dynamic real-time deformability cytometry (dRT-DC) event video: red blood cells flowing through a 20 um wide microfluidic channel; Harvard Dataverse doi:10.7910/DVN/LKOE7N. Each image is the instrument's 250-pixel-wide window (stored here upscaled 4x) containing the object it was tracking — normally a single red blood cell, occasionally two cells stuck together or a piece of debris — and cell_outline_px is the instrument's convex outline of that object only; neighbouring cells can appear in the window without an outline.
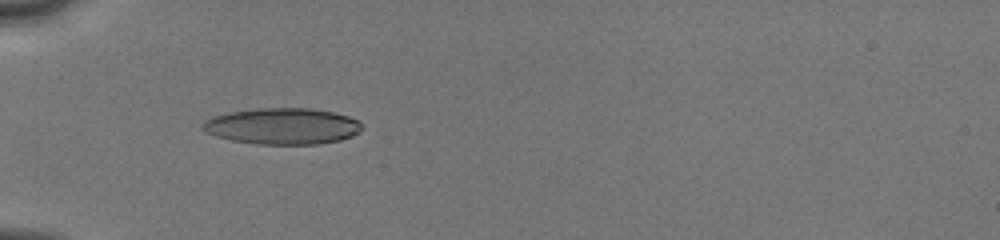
{"species": "human", "species_latin": "Homo sapiens", "temperature_condition": "cold", "stored_images_in_passage": 43, "camera_frame_rate_fps": 3000, "um_per_image_px": 0.085, "donor": {"sex": "male"}, "frame": {"image": 1, "passage_image": 3, "time_ms": 0.667, "image_size_px": [1000, 240], "cell_outline_px": [[360, 128], [352, 136], [340, 140], [316, 144], [256, 144], [232, 140], [216, 136], [200, 128], [204, 120], [212, 116], [228, 112], [256, 108], [308, 108], [332, 112], [348, 116], [356, 120], [360, 124]], "centroid_in_image_um": [23.94, 10.72], "position_along_channel_um": 61.1, "area_um2": 33.47}}
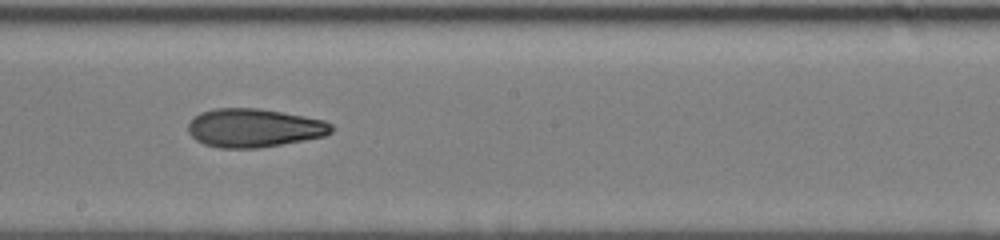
{"frame": {"image": 2, "passage_image": 18, "time_ms": 5.0, "image_size_px": [1000, 240], "cell_outline_px": [[332, 132], [324, 136], [304, 140], [260, 148], [220, 148], [204, 144], [196, 140], [188, 132], [188, 124], [200, 112], [216, 108], [260, 108], [304, 116], [324, 120], [332, 124]], "centroid_in_image_um": [21.59, 10.87], "position_along_channel_um": 226.6, "area_um2": 32.19}}
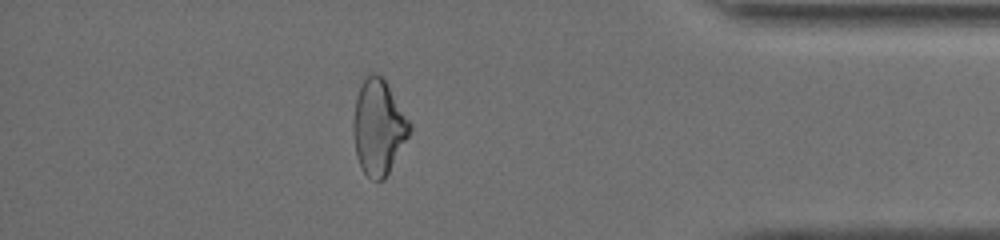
{"frame": {"image": 3, "passage_image": 39, "time_ms": 10.0, "image_size_px": [1000, 240], "cell_outline_px": [[412, 128], [408, 136], [384, 180], [372, 180], [360, 168], [356, 156], [352, 132], [352, 124], [356, 96], [368, 72], [376, 72], [384, 80], [412, 124]], "centroid_in_image_um": [32.14, 10.82], "position_along_channel_um": 403.1, "area_um2": 31.1}, "authors_computed_cell_mechanics": {"area_um2": 31.79, "velocity_mm_per_s": 4.0702, "shape_relaxation_time_tau1_ms": 5.4608, "shape_relaxation_time_tau2_ms": 2.3797, "deformation_change_tau1": 0.1763, "deformation_change_tau2": 0.1004}}